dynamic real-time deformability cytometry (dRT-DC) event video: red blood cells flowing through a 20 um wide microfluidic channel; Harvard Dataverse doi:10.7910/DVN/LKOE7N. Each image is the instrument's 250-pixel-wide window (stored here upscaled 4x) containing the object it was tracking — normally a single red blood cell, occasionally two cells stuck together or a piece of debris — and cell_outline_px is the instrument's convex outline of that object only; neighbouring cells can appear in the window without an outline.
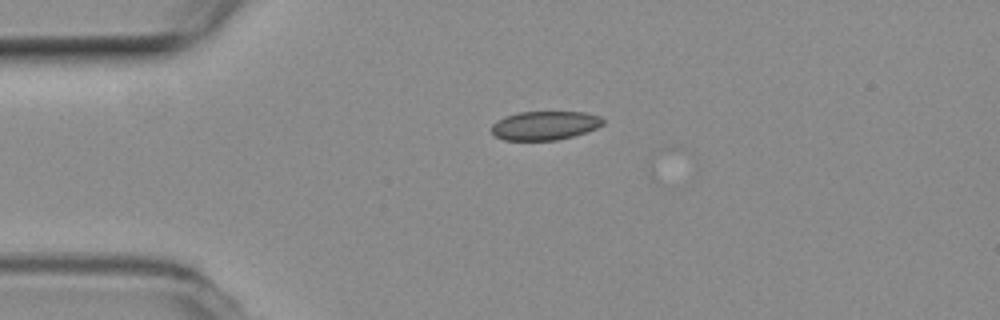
{"species": "common noctule bat (a hibernating species)", "species_latin": "Nyctalus noctula", "temperature_condition": "room temperature", "stored_images_in_passage": 2, "camera_frame_rate_fps": 3000, "um_per_image_px": 0.085, "animal": {"sex": "female", "body_mass_g": 19.3, "forearm_length_mm": 54.1}, "frame": {"image": 1, "passage_image": 1, "time_ms": 0.0, "image_size_px": [1000, 320], "cell_outline_px": [[604, 124], [596, 128], [572, 136], [556, 140], [504, 140], [496, 136], [492, 132], [492, 124], [504, 116], [520, 112], [584, 112], [600, 116], [604, 120]], "centroid_in_image_um": [46.31, 10.66], "position_along_channel_um": 38.7, "area_um2": 18.61}}